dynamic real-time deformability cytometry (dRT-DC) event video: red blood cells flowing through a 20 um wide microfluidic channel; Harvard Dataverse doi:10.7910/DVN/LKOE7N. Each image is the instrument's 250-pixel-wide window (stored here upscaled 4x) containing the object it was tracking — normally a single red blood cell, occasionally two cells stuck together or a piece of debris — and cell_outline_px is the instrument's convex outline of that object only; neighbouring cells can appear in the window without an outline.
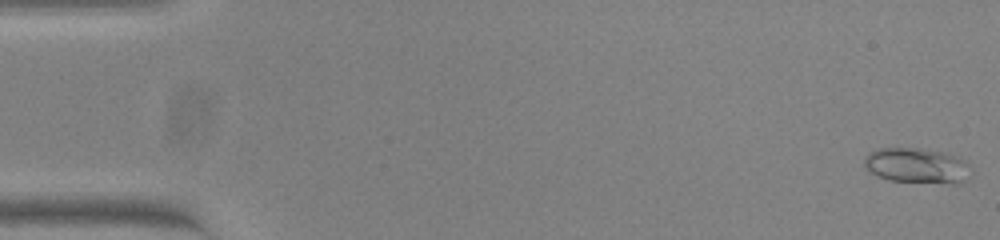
{"species": "common noctule bat (a hibernating species)", "species_latin": "Nyctalus noctula", "temperature_condition": "warm", "stored_images_in_passage": 54, "camera_frame_rate_fps": 3000, "um_per_image_px": 0.085, "animal": {"sex": "female", "body_mass_g": 23.0, "forearm_length_mm": 53.4}, "frame": {"image": 1, "passage_image": 1, "time_ms": 0.0, "image_size_px": [1000, 240], "cell_outline_px": [[972, 176], [968, 180], [960, 184], [952, 184], [888, 180], [876, 176], [864, 168], [864, 156], [868, 152], [880, 148], [916, 148], [940, 152], [964, 160], [968, 164], [972, 172]], "centroid_in_image_um": [77.94, 14.11], "position_along_channel_um": 7.1, "area_um2": 22.25}}
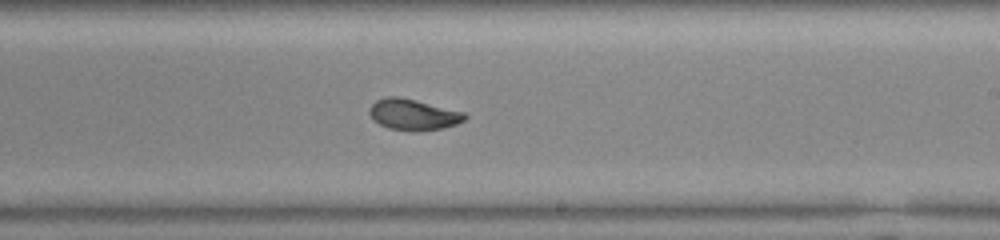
{"frame": {"image": 2, "passage_image": 32, "time_ms": 10.333, "image_size_px": [1000, 240], "cell_outline_px": [[468, 116], [464, 120], [456, 124], [444, 128], [388, 128], [380, 124], [368, 112], [368, 108], [376, 100], [388, 96], [396, 96], [416, 100], [464, 112]], "centroid_in_image_um": [35.12, 9.68], "position_along_channel_um": 253.9, "area_um2": 16.42}}
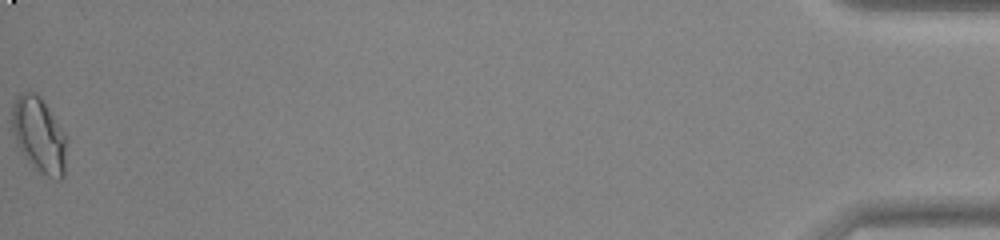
{"frame": {"image": 3, "passage_image": 54, "time_ms": 17.667, "image_size_px": [1000, 240], "cell_outline_px": [[68, 140], [64, 176], [60, 180], [56, 180], [40, 172], [28, 160], [16, 144], [12, 132], [12, 104], [16, 96], [20, 92], [36, 92], [40, 96], [68, 136]], "centroid_in_image_um": [3.35, 11.46], "position_along_channel_um": 431.9, "area_um2": 24.39}, "authors_computed_cell_mechanics": {"area_um2": 17.5423, "velocity_mm_per_s": 3.8208, "shape_relaxation_time_tau1_ms": null, "shape_relaxation_time_tau2_ms": 1.2622, "deformation_change_tau1": null, "deformation_change_tau2": 0.0627}}